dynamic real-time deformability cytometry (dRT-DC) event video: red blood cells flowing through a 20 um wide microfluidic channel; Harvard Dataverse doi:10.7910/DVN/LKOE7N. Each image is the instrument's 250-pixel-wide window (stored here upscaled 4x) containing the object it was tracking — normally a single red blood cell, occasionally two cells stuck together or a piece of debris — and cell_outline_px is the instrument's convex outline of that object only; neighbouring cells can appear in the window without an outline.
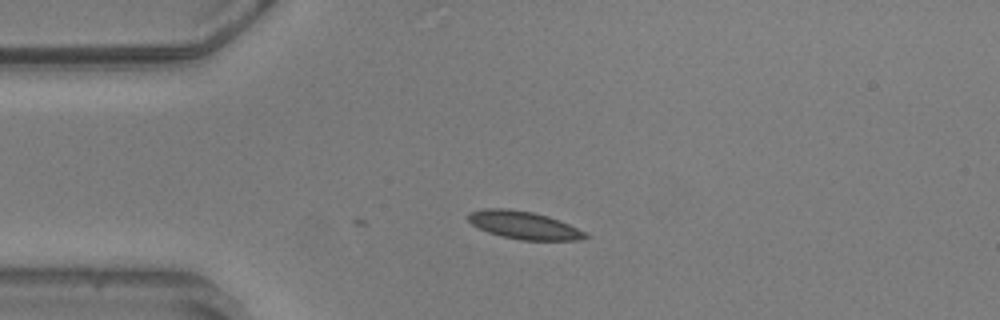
{"species": "common noctule bat (a hibernating species)", "species_latin": "Nyctalus noctula", "temperature_condition": "warm", "stored_images_in_passage": 3, "camera_frame_rate_fps": 3000, "um_per_image_px": 0.085, "animal": {"sex": "male", "body_mass_g": 20.5, "forearm_length_mm": 52.5}, "frame": {"image": 1, "passage_image": 3, "time_ms": 0.667, "image_size_px": [1000, 320], "cell_outline_px": [[588, 236], [576, 240], [520, 240], [488, 232], [472, 224], [468, 220], [468, 212], [484, 208], [508, 208], [532, 212], [548, 216], [560, 220], [588, 232]], "centroid_in_image_um": [44.54, 19.13], "position_along_channel_um": 40.5, "area_um2": 18.96}}